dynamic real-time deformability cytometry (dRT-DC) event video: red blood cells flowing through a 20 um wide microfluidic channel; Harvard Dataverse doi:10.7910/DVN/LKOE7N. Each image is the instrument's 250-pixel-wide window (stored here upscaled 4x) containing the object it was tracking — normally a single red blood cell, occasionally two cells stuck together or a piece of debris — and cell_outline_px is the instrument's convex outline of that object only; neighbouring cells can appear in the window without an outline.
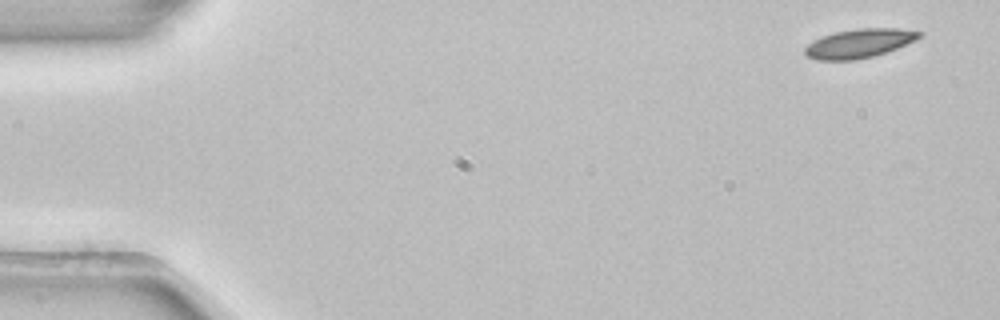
{"species": "common noctule bat (a hibernating species)", "species_latin": "Nyctalus noctula", "temperature_condition": "room temperature", "stored_images_in_passage": 5, "camera_frame_rate_fps": 3000, "um_per_image_px": 0.085, "animal": {"sex": "female", "body_mass_g": 22.7, "forearm_length_mm": 54.2}, "frame": {"image": 1, "passage_image": 1, "time_ms": 0.0, "image_size_px": [1000, 320], "cell_outline_px": [[924, 36], [916, 40], [896, 48], [872, 56], [856, 60], [816, 60], [808, 56], [804, 52], [804, 48], [808, 44], [824, 36], [836, 32], [860, 28], [900, 28], [924, 32]], "centroid_in_image_um": [73.08, 3.68], "position_along_channel_um": 11.9, "area_um2": 19.13}}
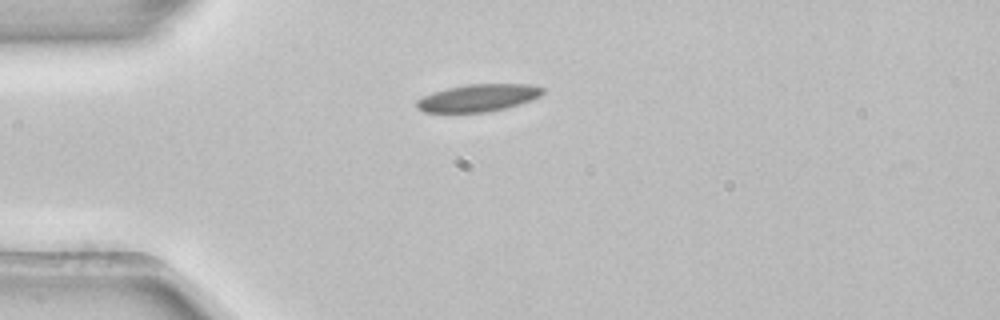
{"frame": {"image": 2, "passage_image": 4, "time_ms": 1.0, "image_size_px": [1000, 320], "cell_outline_px": [[544, 92], [540, 96], [532, 100], [520, 104], [504, 108], [484, 112], [424, 112], [416, 108], [416, 100], [432, 92], [448, 88], [468, 84], [532, 84], [544, 88]], "centroid_in_image_um": [40.65, 8.31], "position_along_channel_um": 44.3, "area_um2": 20.06}}